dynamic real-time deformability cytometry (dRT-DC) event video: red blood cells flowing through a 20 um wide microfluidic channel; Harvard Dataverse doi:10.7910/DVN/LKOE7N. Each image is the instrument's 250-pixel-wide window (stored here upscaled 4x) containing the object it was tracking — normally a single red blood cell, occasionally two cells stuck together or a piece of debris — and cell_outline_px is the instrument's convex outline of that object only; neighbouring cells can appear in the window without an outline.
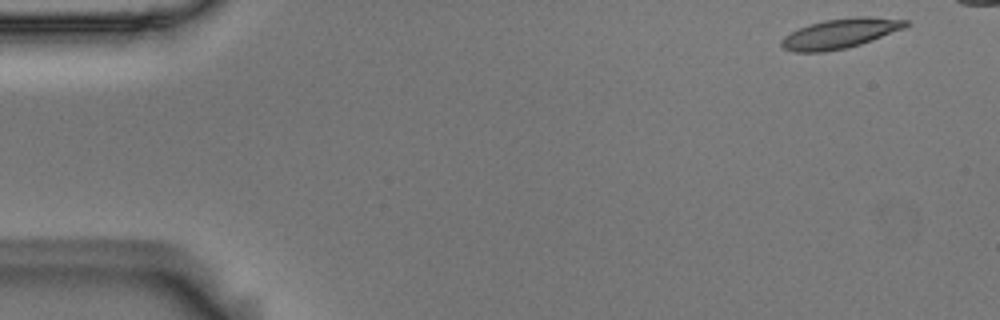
{"species": "Egyptian fruit bat (a non-hibernating species)", "species_latin": "Rousettus aegyptiacus", "temperature_condition": "room temperature", "stored_images_in_passage": 11, "camera_frame_rate_fps": 3000, "um_per_image_px": 0.085, "animal": {"sex": "male"}, "frame": {"image": 1, "passage_image": 1, "time_ms": 0.0, "image_size_px": [1000, 320], "cell_outline_px": [[908, 24], [904, 28], [872, 40], [860, 44], [844, 48], [824, 52], [796, 52], [784, 48], [780, 44], [780, 40], [784, 36], [808, 24], [824, 20], [856, 16], [872, 16], [908, 20]], "centroid_in_image_um": [71.41, 2.83], "position_along_channel_um": 13.6, "area_um2": 21.44}}